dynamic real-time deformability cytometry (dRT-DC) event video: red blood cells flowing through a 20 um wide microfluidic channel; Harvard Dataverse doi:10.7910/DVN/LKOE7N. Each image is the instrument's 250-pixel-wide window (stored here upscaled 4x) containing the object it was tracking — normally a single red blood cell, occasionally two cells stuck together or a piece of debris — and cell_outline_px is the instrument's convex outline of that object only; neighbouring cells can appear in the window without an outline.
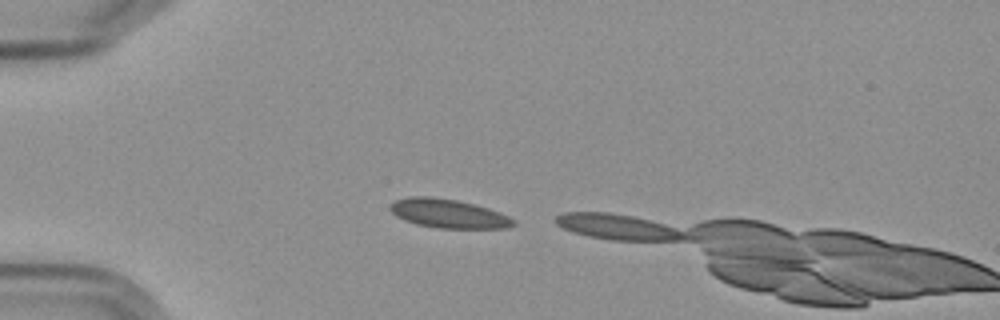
{"species": "Egyptian fruit bat (a non-hibernating species)", "species_latin": "Rousettus aegyptiacus", "temperature_condition": "cold", "stored_images_in_passage": 2, "camera_frame_rate_fps": 3000, "um_per_image_px": 0.085, "frame": {"image": 1, "passage_image": 1, "time_ms": 0.0, "image_size_px": [1000, 320], "cell_outline_px": [[516, 224], [508, 228], [436, 228], [416, 224], [404, 220], [396, 216], [388, 208], [388, 204], [396, 200], [408, 196], [432, 196], [456, 200], [488, 208], [500, 212], [516, 220]], "centroid_in_image_um": [38.08, 18.15], "position_along_channel_um": 46.9, "area_um2": 20.92}}